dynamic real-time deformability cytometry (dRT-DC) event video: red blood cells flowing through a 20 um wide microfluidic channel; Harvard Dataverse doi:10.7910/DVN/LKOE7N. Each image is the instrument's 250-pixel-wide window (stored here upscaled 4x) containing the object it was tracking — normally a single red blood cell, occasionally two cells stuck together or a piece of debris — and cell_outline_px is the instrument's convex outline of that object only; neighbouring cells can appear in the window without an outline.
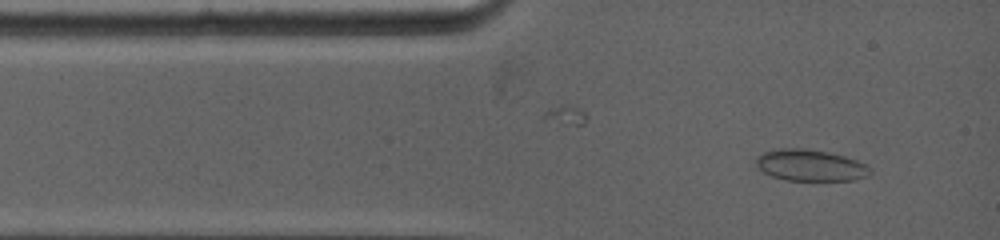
{"species": "common noctule bat (a hibernating species)", "species_latin": "Nyctalus noctula", "temperature_condition": "warm", "stored_images_in_passage": 4, "camera_frame_rate_fps": 5000, "um_per_image_px": 0.085, "animal": {"sex": "female", "body_mass_g": 19.0, "forearm_length_mm": 53.3}, "frame": {"image": 1, "passage_image": 1, "time_ms": 0.0, "image_size_px": [1000, 240], "cell_outline_px": [[872, 172], [868, 176], [852, 180], [784, 180], [772, 176], [764, 172], [756, 164], [756, 156], [764, 152], [780, 148], [804, 148], [828, 152], [844, 156], [856, 160], [864, 164]], "centroid_in_image_um": [68.86, 14.05], "position_along_channel_um": 16.1, "area_um2": 20.75}}
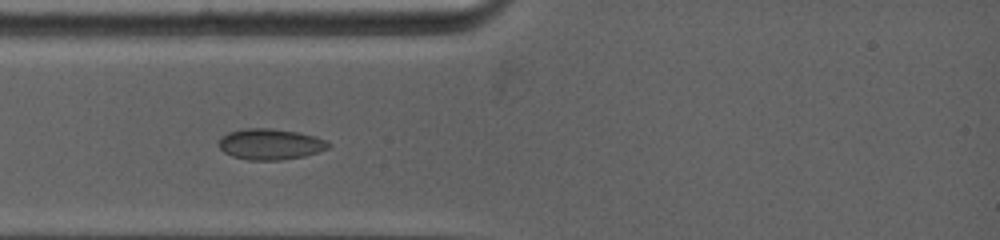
{"frame": {"image": 2, "passage_image": 3, "time_ms": 1.8, "image_size_px": [1000, 240], "cell_outline_px": [[332, 144], [328, 148], [304, 156], [280, 160], [248, 160], [232, 156], [224, 152], [220, 148], [220, 136], [228, 132], [248, 128], [268, 128], [296, 132], [312, 136], [324, 140]], "centroid_in_image_um": [22.94, 12.26], "position_along_channel_um": 62.1, "area_um2": 19.48}}
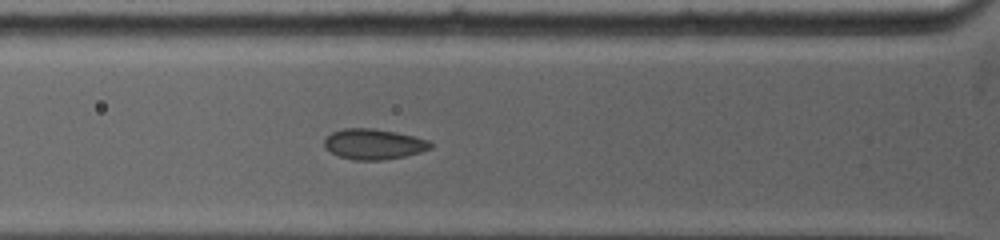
{"frame": {"image": 3, "passage_image": 4, "time_ms": 2.6, "image_size_px": [1000, 240], "cell_outline_px": [[432, 148], [420, 152], [404, 156], [384, 160], [352, 160], [340, 156], [324, 148], [324, 140], [332, 132], [344, 128], [372, 128], [396, 132], [428, 140], [432, 144]], "centroid_in_image_um": [31.75, 12.25], "position_along_channel_um": 94.0, "area_um2": 18.79}}